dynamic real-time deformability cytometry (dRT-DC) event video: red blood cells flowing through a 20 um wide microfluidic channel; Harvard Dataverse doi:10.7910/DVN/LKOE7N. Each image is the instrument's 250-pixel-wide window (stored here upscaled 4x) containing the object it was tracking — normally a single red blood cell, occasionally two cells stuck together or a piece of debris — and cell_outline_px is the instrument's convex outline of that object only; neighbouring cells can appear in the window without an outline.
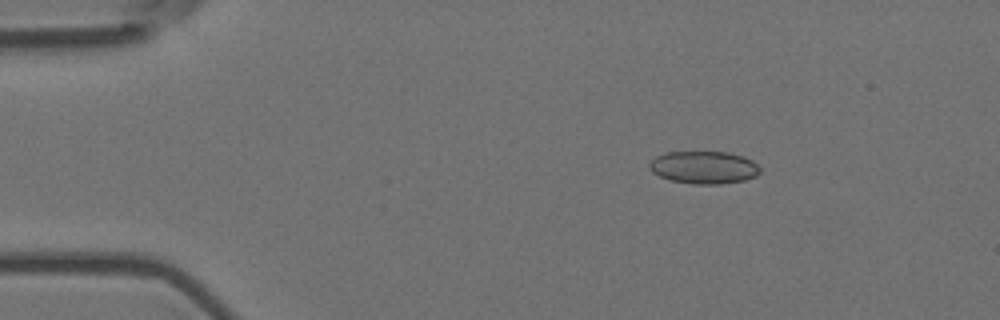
{"species": "Egyptian fruit bat (a non-hibernating species)", "species_latin": "Rousettus aegyptiacus", "temperature_condition": "room temperature", "stored_images_in_passage": 4, "camera_frame_rate_fps": 3000, "um_per_image_px": 0.085, "animal": {"sex": "female"}, "frame": {"image": 1, "passage_image": 2, "time_ms": 0.333, "image_size_px": [1000, 320], "cell_outline_px": [[760, 172], [756, 176], [744, 180], [720, 184], [692, 184], [672, 180], [660, 176], [652, 172], [648, 168], [648, 164], [656, 156], [668, 152], [728, 152], [744, 156], [752, 160], [760, 168]], "centroid_in_image_um": [59.83, 14.23], "position_along_channel_um": 25.2, "area_um2": 21.04}}